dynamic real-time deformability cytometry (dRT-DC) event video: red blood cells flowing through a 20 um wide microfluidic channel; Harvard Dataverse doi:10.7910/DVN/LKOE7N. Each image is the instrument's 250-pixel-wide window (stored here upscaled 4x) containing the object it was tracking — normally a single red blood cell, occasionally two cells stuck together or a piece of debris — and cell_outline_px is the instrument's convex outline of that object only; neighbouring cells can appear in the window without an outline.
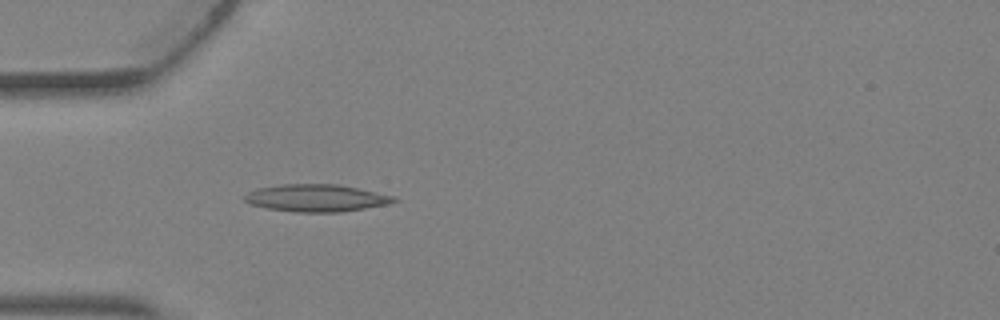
{"species": "Egyptian fruit bat (a non-hibernating species)", "species_latin": "Rousettus aegyptiacus", "temperature_condition": "warm", "stored_images_in_passage": 4, "camera_frame_rate_fps": 3000, "um_per_image_px": 0.085, "animal": {"sex": "female"}, "frame": {"image": 1, "passage_image": 4, "time_ms": 1.0, "image_size_px": [1000, 320], "cell_outline_px": [[400, 200], [388, 204], [340, 212], [296, 212], [268, 208], [252, 204], [244, 200], [244, 196], [248, 192], [260, 188], [280, 184], [336, 184], [396, 196]], "centroid_in_image_um": [26.92, 16.83], "position_along_channel_um": 58.1, "area_um2": 23.52}}